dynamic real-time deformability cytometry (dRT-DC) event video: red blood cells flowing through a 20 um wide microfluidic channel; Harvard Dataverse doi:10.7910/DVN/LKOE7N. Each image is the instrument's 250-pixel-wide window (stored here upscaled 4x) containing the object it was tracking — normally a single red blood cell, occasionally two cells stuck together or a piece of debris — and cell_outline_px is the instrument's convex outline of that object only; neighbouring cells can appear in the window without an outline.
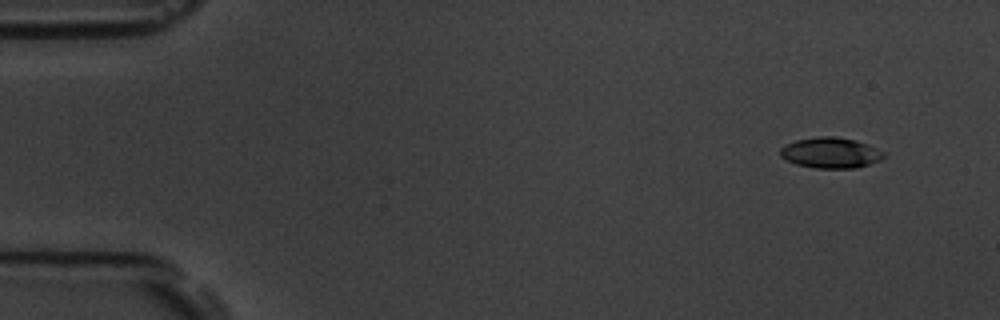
{"species": "common noctule bat (a hibernating species)", "species_latin": "Nyctalus noctula", "temperature_condition": "room temperature", "stored_images_in_passage": 54, "camera_frame_rate_fps": 3000, "um_per_image_px": 0.085, "animal": {"sex": "male", "body_mass_g": 19.5, "forearm_length_mm": 54.6}, "frame": {"image": 1, "passage_image": 1, "time_ms": 0.0, "image_size_px": [1000, 320], "cell_outline_px": [[884, 156], [880, 160], [856, 168], [816, 168], [796, 164], [784, 160], [780, 156], [780, 148], [784, 144], [796, 140], [816, 136], [836, 136], [856, 140], [868, 144], [884, 152]], "centroid_in_image_um": [70.56, 12.98], "position_along_channel_um": 14.4, "area_um2": 18.67}}
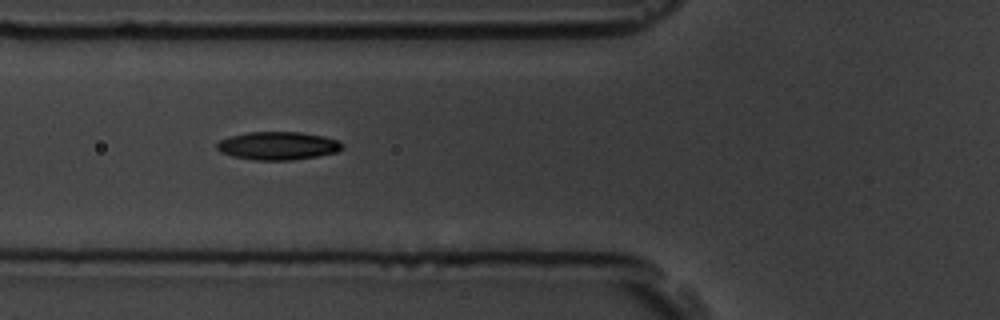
{"frame": {"image": 2, "passage_image": 18, "time_ms": 5.667, "image_size_px": [1000, 320], "cell_outline_px": [[344, 148], [336, 152], [316, 156], [292, 160], [256, 160], [232, 156], [220, 152], [216, 148], [216, 144], [220, 140], [232, 136], [248, 132], [300, 132], [324, 136], [336, 140], [344, 144]], "centroid_in_image_um": [23.62, 12.39], "position_along_channel_um": 102.2, "area_um2": 20.46}}
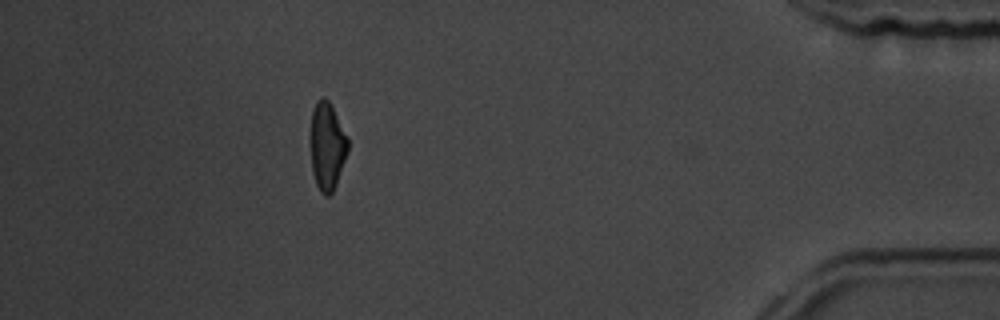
{"frame": {"image": 3, "passage_image": 48, "time_ms": 15.667, "image_size_px": [1000, 320], "cell_outline_px": [[348, 152], [336, 184], [332, 192], [328, 196], [324, 196], [320, 192], [316, 184], [312, 172], [312, 108], [316, 100], [320, 96], [324, 96], [332, 104], [348, 136]], "centroid_in_image_um": [27.83, 12.38], "position_along_channel_um": 407.4, "area_um2": 19.19}, "authors_computed_cell_mechanics": {"area_um2": 19.5364, "velocity_mm_per_s": 3.5763, "shape_relaxation_time_tau1_ms": 3.6225, "shape_relaxation_time_tau2_ms": 6.2207, "deformation_change_tau1": 0.133, "deformation_change_tau2": 0.1286}}